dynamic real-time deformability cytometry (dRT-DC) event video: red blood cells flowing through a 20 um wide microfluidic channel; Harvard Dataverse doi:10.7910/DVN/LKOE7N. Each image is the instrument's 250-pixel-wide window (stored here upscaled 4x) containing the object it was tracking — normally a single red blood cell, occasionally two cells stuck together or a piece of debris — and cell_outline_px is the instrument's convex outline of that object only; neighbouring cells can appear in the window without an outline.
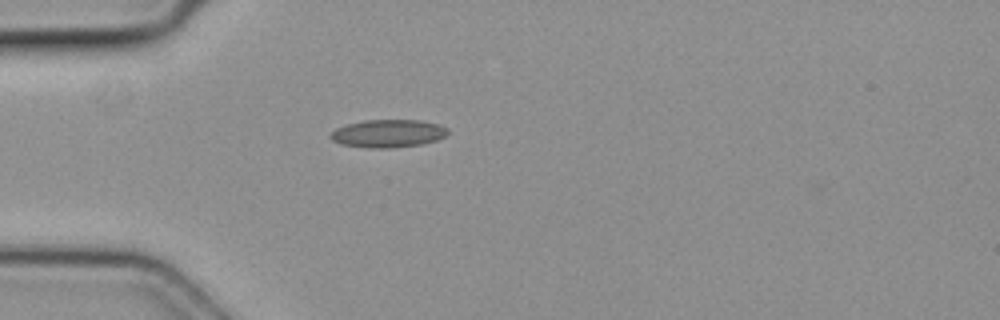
{"species": "common noctule bat (a hibernating species)", "species_latin": "Nyctalus noctula", "temperature_condition": "cold", "stored_images_in_passage": 38, "camera_frame_rate_fps": 3000, "um_per_image_px": 0.085, "animal": {"sex": "female", "body_mass_g": 19.3, "forearm_length_mm": 54.1}, "frame": {"image": 1, "passage_image": 1, "time_ms": 0.0, "image_size_px": [1000, 320], "cell_outline_px": [[448, 132], [444, 136], [436, 140], [420, 144], [392, 148], [372, 148], [340, 144], [332, 140], [328, 136], [336, 128], [348, 124], [364, 120], [420, 120], [436, 124], [448, 128]], "centroid_in_image_um": [32.95, 11.34], "position_along_channel_um": 52.0, "area_um2": 18.9}}
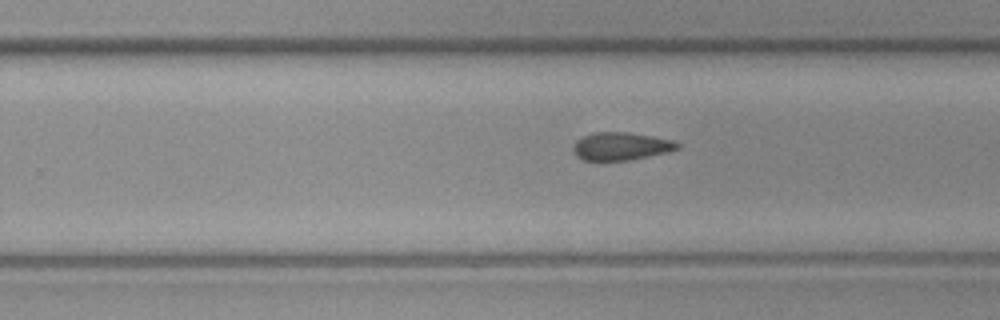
{"frame": {"image": 2, "passage_image": 19, "time_ms": 6.0, "image_size_px": [1000, 320], "cell_outline_px": [[680, 148], [668, 152], [628, 160], [584, 160], [576, 156], [572, 148], [576, 140], [584, 136], [596, 132], [628, 132], [676, 140], [680, 144]], "centroid_in_image_um": [52.81, 12.42], "position_along_channel_um": 277.0, "area_um2": 16.94}}
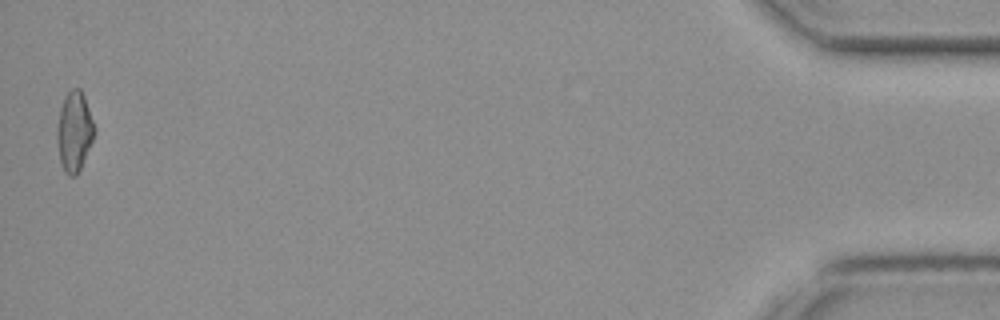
{"frame": {"image": 3, "passage_image": 38, "time_ms": 12.333, "image_size_px": [1000, 320], "cell_outline_px": [[96, 128], [92, 140], [80, 168], [76, 176], [68, 176], [64, 172], [60, 160], [56, 140], [56, 128], [60, 108], [64, 96], [72, 88], [80, 88], [84, 96]], "centroid_in_image_um": [6.29, 11.16], "position_along_channel_um": 428.9, "area_um2": 17.4}}